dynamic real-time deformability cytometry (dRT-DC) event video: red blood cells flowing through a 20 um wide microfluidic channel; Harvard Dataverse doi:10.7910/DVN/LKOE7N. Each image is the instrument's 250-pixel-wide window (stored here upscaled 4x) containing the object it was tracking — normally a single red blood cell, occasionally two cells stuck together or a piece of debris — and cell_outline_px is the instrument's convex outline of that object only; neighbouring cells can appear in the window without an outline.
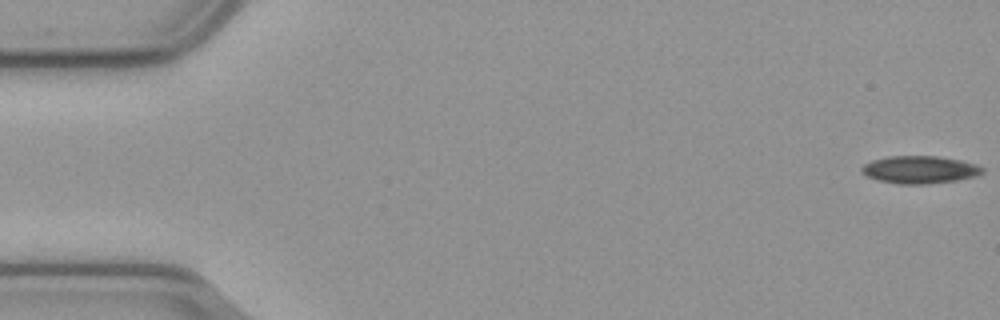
{"species": "common noctule bat (a hibernating species)", "species_latin": "Nyctalus noctula", "temperature_condition": "cold", "stored_images_in_passage": 57, "camera_frame_rate_fps": 3000, "um_per_image_px": 0.085, "animal": {"sex": "male", "body_mass_g": 23.1, "forearm_length_mm": 52.7}, "frame": {"image": 1, "passage_image": 1, "time_ms": 0.0, "image_size_px": [1000, 320], "cell_outline_px": [[984, 172], [976, 176], [956, 180], [924, 184], [900, 184], [880, 180], [868, 176], [860, 172], [860, 168], [864, 164], [872, 160], [888, 156], [936, 156], [960, 160], [976, 164], [984, 168]], "centroid_in_image_um": [78.17, 14.41], "position_along_channel_um": 6.8, "area_um2": 19.31}}
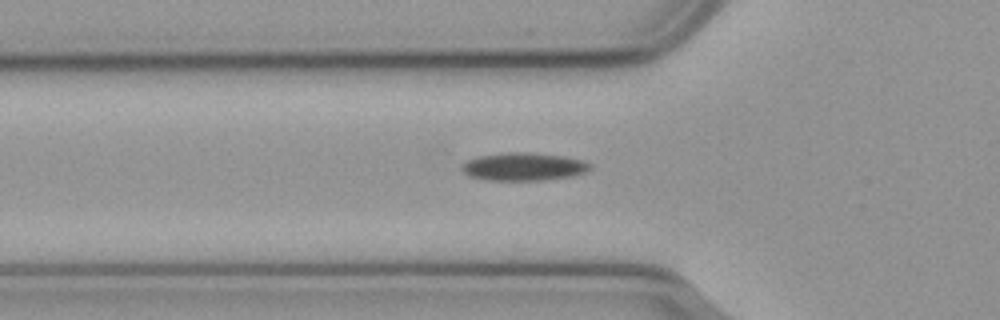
{"frame": {"image": 2, "passage_image": 19, "time_ms": 6.0, "image_size_px": [1000, 320], "cell_outline_px": [[592, 168], [588, 172], [572, 176], [544, 180], [488, 180], [472, 176], [464, 172], [460, 168], [468, 160], [480, 156], [504, 152], [528, 152], [560, 156], [580, 160], [592, 164]], "centroid_in_image_um": [44.55, 14.17], "position_along_channel_um": 81.3, "area_um2": 20.69}}
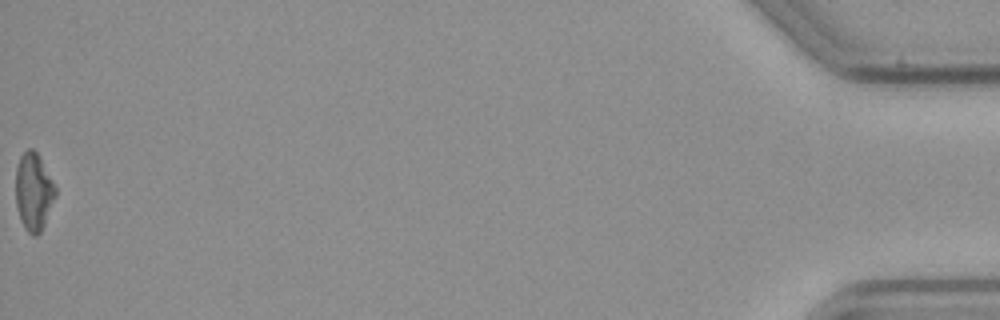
{"frame": {"image": 3, "passage_image": 57, "time_ms": 18.667, "image_size_px": [1000, 320], "cell_outline_px": [[56, 196], [44, 224], [40, 232], [36, 236], [32, 236], [24, 228], [16, 204], [16, 168], [20, 156], [28, 148], [32, 148], [40, 156], [56, 188]], "centroid_in_image_um": [2.86, 16.28], "position_along_channel_um": 432.3, "area_um2": 17.86}, "authors_computed_cell_mechanics": {"area_um2": 19.1896, "velocity_mm_per_s": 3.6338, "shape_relaxation_time_tau1_ms": 5.2049, "shape_relaxation_time_tau2_ms": null, "deformation_change_tau1": 0.1204, "deformation_change_tau2": null}}